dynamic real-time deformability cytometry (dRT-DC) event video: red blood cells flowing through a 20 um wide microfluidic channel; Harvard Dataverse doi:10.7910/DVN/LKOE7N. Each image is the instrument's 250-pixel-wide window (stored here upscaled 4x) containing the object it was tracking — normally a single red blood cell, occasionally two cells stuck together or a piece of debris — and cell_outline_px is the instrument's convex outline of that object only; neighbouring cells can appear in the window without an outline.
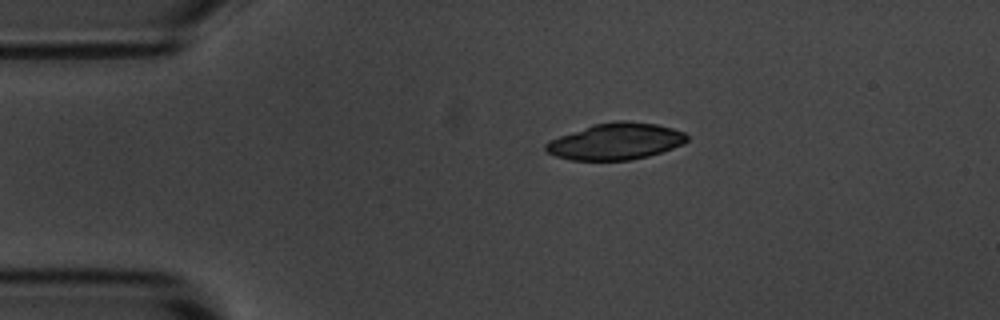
{"species": "common noctule bat (a hibernating species)", "species_latin": "Nyctalus noctula", "temperature_condition": "room temperature", "stored_images_in_passage": 2, "camera_frame_rate_fps": 3000, "um_per_image_px": 0.085, "animal": {"sex": "male", "body_mass_g": 20.1, "forearm_length_mm": 53.5}, "frame": {"image": 1, "passage_image": 1, "time_ms": 0.0, "image_size_px": [1000, 320], "cell_outline_px": [[688, 140], [684, 144], [648, 156], [628, 160], [572, 160], [556, 156], [548, 152], [544, 148], [544, 144], [548, 140], [592, 124], [616, 120], [624, 120], [656, 124], [672, 128], [684, 132], [688, 136]], "centroid_in_image_um": [52.32, 12.01], "position_along_channel_um": 32.7, "area_um2": 30.11}}